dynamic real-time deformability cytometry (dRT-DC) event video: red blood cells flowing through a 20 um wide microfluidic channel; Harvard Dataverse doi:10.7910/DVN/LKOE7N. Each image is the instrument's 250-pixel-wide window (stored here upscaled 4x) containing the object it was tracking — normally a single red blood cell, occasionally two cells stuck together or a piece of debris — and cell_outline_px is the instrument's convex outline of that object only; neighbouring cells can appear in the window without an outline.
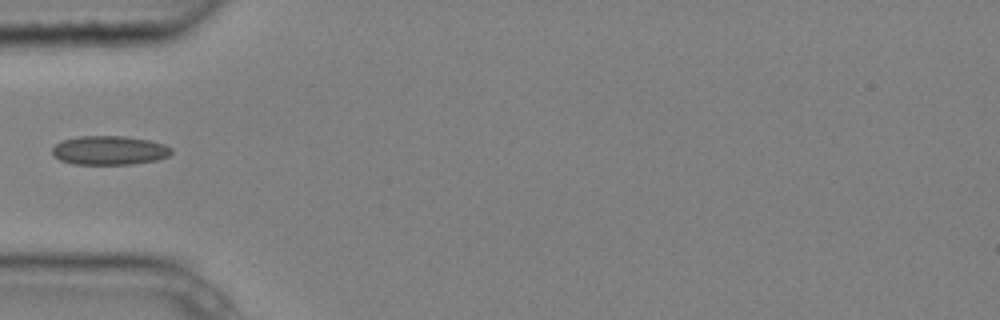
{"species": "common noctule bat (a hibernating species)", "species_latin": "Nyctalus noctula", "temperature_condition": "cold", "stored_images_in_passage": 5, "camera_frame_rate_fps": 3000, "um_per_image_px": 0.085, "animal": {"sex": "male", "body_mass_g": 20.4}, "frame": {"image": 1, "passage_image": 4, "time_ms": 1.0, "image_size_px": [1000, 320], "cell_outline_px": [[172, 152], [168, 156], [156, 160], [132, 164], [72, 164], [60, 160], [52, 156], [52, 148], [60, 140], [80, 136], [124, 136], [148, 140], [164, 144], [172, 148]], "centroid_in_image_um": [9.26, 12.78], "position_along_channel_um": 75.7, "area_um2": 20.23}}
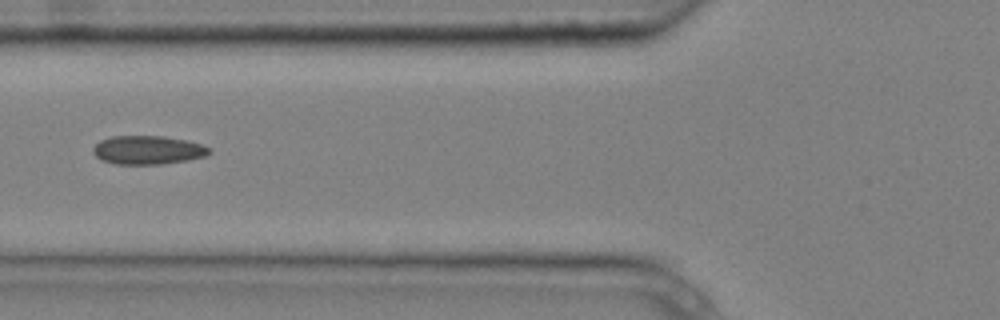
{"frame": {"image": 2, "passage_image": 5, "time_ms": 1.333, "image_size_px": [1000, 320], "cell_outline_px": [[212, 152], [204, 156], [188, 160], [160, 164], [116, 164], [100, 160], [92, 152], [92, 148], [100, 140], [112, 136], [164, 136], [188, 140], [212, 148]], "centroid_in_image_um": [12.56, 12.75], "position_along_channel_um": 113.2, "area_um2": 19.54}}